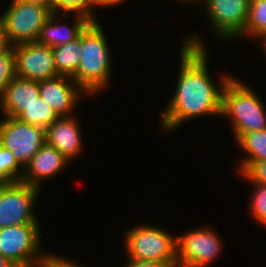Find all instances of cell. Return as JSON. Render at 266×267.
Masks as SVG:
<instances>
[{
	"mask_svg": "<svg viewBox=\"0 0 266 267\" xmlns=\"http://www.w3.org/2000/svg\"><path fill=\"white\" fill-rule=\"evenodd\" d=\"M182 42L175 93L160 117L162 128L168 131L200 115L221 116L223 87L231 78L222 76L221 89L214 86L208 73L207 49L203 41L192 36Z\"/></svg>",
	"mask_w": 266,
	"mask_h": 267,
	"instance_id": "1",
	"label": "cell"
},
{
	"mask_svg": "<svg viewBox=\"0 0 266 267\" xmlns=\"http://www.w3.org/2000/svg\"><path fill=\"white\" fill-rule=\"evenodd\" d=\"M260 43L262 44V49L266 53V36L262 40H260Z\"/></svg>",
	"mask_w": 266,
	"mask_h": 267,
	"instance_id": "31",
	"label": "cell"
},
{
	"mask_svg": "<svg viewBox=\"0 0 266 267\" xmlns=\"http://www.w3.org/2000/svg\"><path fill=\"white\" fill-rule=\"evenodd\" d=\"M59 118L55 110L41 97H38L33 103L27 106L17 117V119L23 122L40 126L45 130Z\"/></svg>",
	"mask_w": 266,
	"mask_h": 267,
	"instance_id": "19",
	"label": "cell"
},
{
	"mask_svg": "<svg viewBox=\"0 0 266 267\" xmlns=\"http://www.w3.org/2000/svg\"><path fill=\"white\" fill-rule=\"evenodd\" d=\"M39 190L21 181L6 183L0 190V229L39 224L33 210Z\"/></svg>",
	"mask_w": 266,
	"mask_h": 267,
	"instance_id": "8",
	"label": "cell"
},
{
	"mask_svg": "<svg viewBox=\"0 0 266 267\" xmlns=\"http://www.w3.org/2000/svg\"><path fill=\"white\" fill-rule=\"evenodd\" d=\"M7 182L4 180H0V190L3 188V186L6 184Z\"/></svg>",
	"mask_w": 266,
	"mask_h": 267,
	"instance_id": "34",
	"label": "cell"
},
{
	"mask_svg": "<svg viewBox=\"0 0 266 267\" xmlns=\"http://www.w3.org/2000/svg\"><path fill=\"white\" fill-rule=\"evenodd\" d=\"M16 77V58L13 46L6 45L0 51V98L8 84Z\"/></svg>",
	"mask_w": 266,
	"mask_h": 267,
	"instance_id": "21",
	"label": "cell"
},
{
	"mask_svg": "<svg viewBox=\"0 0 266 267\" xmlns=\"http://www.w3.org/2000/svg\"><path fill=\"white\" fill-rule=\"evenodd\" d=\"M209 227L187 231L176 237L177 262L181 267H207L218 256L222 242Z\"/></svg>",
	"mask_w": 266,
	"mask_h": 267,
	"instance_id": "9",
	"label": "cell"
},
{
	"mask_svg": "<svg viewBox=\"0 0 266 267\" xmlns=\"http://www.w3.org/2000/svg\"><path fill=\"white\" fill-rule=\"evenodd\" d=\"M253 91L233 77L223 87L221 116L232 122L236 140L245 133L266 129L264 104Z\"/></svg>",
	"mask_w": 266,
	"mask_h": 267,
	"instance_id": "3",
	"label": "cell"
},
{
	"mask_svg": "<svg viewBox=\"0 0 266 267\" xmlns=\"http://www.w3.org/2000/svg\"><path fill=\"white\" fill-rule=\"evenodd\" d=\"M39 267H82L65 257L48 254Z\"/></svg>",
	"mask_w": 266,
	"mask_h": 267,
	"instance_id": "26",
	"label": "cell"
},
{
	"mask_svg": "<svg viewBox=\"0 0 266 267\" xmlns=\"http://www.w3.org/2000/svg\"><path fill=\"white\" fill-rule=\"evenodd\" d=\"M236 142L248 155L240 161L239 173H242L254 161L266 160V129L245 133Z\"/></svg>",
	"mask_w": 266,
	"mask_h": 267,
	"instance_id": "18",
	"label": "cell"
},
{
	"mask_svg": "<svg viewBox=\"0 0 266 267\" xmlns=\"http://www.w3.org/2000/svg\"><path fill=\"white\" fill-rule=\"evenodd\" d=\"M0 267H17L12 261L0 253Z\"/></svg>",
	"mask_w": 266,
	"mask_h": 267,
	"instance_id": "30",
	"label": "cell"
},
{
	"mask_svg": "<svg viewBox=\"0 0 266 267\" xmlns=\"http://www.w3.org/2000/svg\"><path fill=\"white\" fill-rule=\"evenodd\" d=\"M52 7L53 11L58 12V10H62L64 13H74L81 14L86 16L91 21H98L94 13L92 12V9L90 7V1L89 0H52Z\"/></svg>",
	"mask_w": 266,
	"mask_h": 267,
	"instance_id": "23",
	"label": "cell"
},
{
	"mask_svg": "<svg viewBox=\"0 0 266 267\" xmlns=\"http://www.w3.org/2000/svg\"><path fill=\"white\" fill-rule=\"evenodd\" d=\"M28 4H35L43 7H52V0H20Z\"/></svg>",
	"mask_w": 266,
	"mask_h": 267,
	"instance_id": "29",
	"label": "cell"
},
{
	"mask_svg": "<svg viewBox=\"0 0 266 267\" xmlns=\"http://www.w3.org/2000/svg\"><path fill=\"white\" fill-rule=\"evenodd\" d=\"M253 36L259 41L266 36V0H250L249 14L244 32L241 34Z\"/></svg>",
	"mask_w": 266,
	"mask_h": 267,
	"instance_id": "20",
	"label": "cell"
},
{
	"mask_svg": "<svg viewBox=\"0 0 266 267\" xmlns=\"http://www.w3.org/2000/svg\"><path fill=\"white\" fill-rule=\"evenodd\" d=\"M128 260L124 267H175L171 262Z\"/></svg>",
	"mask_w": 266,
	"mask_h": 267,
	"instance_id": "27",
	"label": "cell"
},
{
	"mask_svg": "<svg viewBox=\"0 0 266 267\" xmlns=\"http://www.w3.org/2000/svg\"><path fill=\"white\" fill-rule=\"evenodd\" d=\"M79 91V93H78ZM84 91L68 76L39 82L40 97L47 102L59 117L73 116L72 113Z\"/></svg>",
	"mask_w": 266,
	"mask_h": 267,
	"instance_id": "12",
	"label": "cell"
},
{
	"mask_svg": "<svg viewBox=\"0 0 266 267\" xmlns=\"http://www.w3.org/2000/svg\"><path fill=\"white\" fill-rule=\"evenodd\" d=\"M178 1H179V0H178ZM180 1H181V2H182V1L184 2V1H185V2H189V3H190V2H194V3H196L197 1L200 2V1H202V0H180ZM203 1H204V0H203Z\"/></svg>",
	"mask_w": 266,
	"mask_h": 267,
	"instance_id": "33",
	"label": "cell"
},
{
	"mask_svg": "<svg viewBox=\"0 0 266 267\" xmlns=\"http://www.w3.org/2000/svg\"><path fill=\"white\" fill-rule=\"evenodd\" d=\"M69 163V159L56 148L45 142L24 168V173L20 181L40 189V183L43 180L52 176L55 177Z\"/></svg>",
	"mask_w": 266,
	"mask_h": 267,
	"instance_id": "13",
	"label": "cell"
},
{
	"mask_svg": "<svg viewBox=\"0 0 266 267\" xmlns=\"http://www.w3.org/2000/svg\"><path fill=\"white\" fill-rule=\"evenodd\" d=\"M71 28L67 25H58L57 12H53L41 28L37 43L55 48L75 39L85 26L91 21L86 16L76 14ZM64 29V31H61ZM62 32L64 34H62Z\"/></svg>",
	"mask_w": 266,
	"mask_h": 267,
	"instance_id": "16",
	"label": "cell"
},
{
	"mask_svg": "<svg viewBox=\"0 0 266 267\" xmlns=\"http://www.w3.org/2000/svg\"><path fill=\"white\" fill-rule=\"evenodd\" d=\"M53 12V7L12 0L10 7L0 16V36L10 46L36 42L41 28Z\"/></svg>",
	"mask_w": 266,
	"mask_h": 267,
	"instance_id": "4",
	"label": "cell"
},
{
	"mask_svg": "<svg viewBox=\"0 0 266 267\" xmlns=\"http://www.w3.org/2000/svg\"><path fill=\"white\" fill-rule=\"evenodd\" d=\"M77 118L60 117L45 130L46 142L70 161L82 150V137Z\"/></svg>",
	"mask_w": 266,
	"mask_h": 267,
	"instance_id": "14",
	"label": "cell"
},
{
	"mask_svg": "<svg viewBox=\"0 0 266 267\" xmlns=\"http://www.w3.org/2000/svg\"><path fill=\"white\" fill-rule=\"evenodd\" d=\"M240 174L249 182L266 185V160L252 162Z\"/></svg>",
	"mask_w": 266,
	"mask_h": 267,
	"instance_id": "25",
	"label": "cell"
},
{
	"mask_svg": "<svg viewBox=\"0 0 266 267\" xmlns=\"http://www.w3.org/2000/svg\"><path fill=\"white\" fill-rule=\"evenodd\" d=\"M81 52V32L73 40L53 48L54 61L60 76L72 77L78 68Z\"/></svg>",
	"mask_w": 266,
	"mask_h": 267,
	"instance_id": "17",
	"label": "cell"
},
{
	"mask_svg": "<svg viewBox=\"0 0 266 267\" xmlns=\"http://www.w3.org/2000/svg\"><path fill=\"white\" fill-rule=\"evenodd\" d=\"M6 46V43L2 40L0 36V51Z\"/></svg>",
	"mask_w": 266,
	"mask_h": 267,
	"instance_id": "32",
	"label": "cell"
},
{
	"mask_svg": "<svg viewBox=\"0 0 266 267\" xmlns=\"http://www.w3.org/2000/svg\"><path fill=\"white\" fill-rule=\"evenodd\" d=\"M99 21H90L81 31L80 62L71 77L86 94H97L108 85L111 74L109 47Z\"/></svg>",
	"mask_w": 266,
	"mask_h": 267,
	"instance_id": "2",
	"label": "cell"
},
{
	"mask_svg": "<svg viewBox=\"0 0 266 267\" xmlns=\"http://www.w3.org/2000/svg\"><path fill=\"white\" fill-rule=\"evenodd\" d=\"M24 173L9 149L0 145V180L7 183L20 181Z\"/></svg>",
	"mask_w": 266,
	"mask_h": 267,
	"instance_id": "22",
	"label": "cell"
},
{
	"mask_svg": "<svg viewBox=\"0 0 266 267\" xmlns=\"http://www.w3.org/2000/svg\"><path fill=\"white\" fill-rule=\"evenodd\" d=\"M38 97H40L39 82L16 76L0 98V108L4 116L17 118Z\"/></svg>",
	"mask_w": 266,
	"mask_h": 267,
	"instance_id": "15",
	"label": "cell"
},
{
	"mask_svg": "<svg viewBox=\"0 0 266 267\" xmlns=\"http://www.w3.org/2000/svg\"><path fill=\"white\" fill-rule=\"evenodd\" d=\"M250 0H204L213 32L227 39L241 36L249 14Z\"/></svg>",
	"mask_w": 266,
	"mask_h": 267,
	"instance_id": "11",
	"label": "cell"
},
{
	"mask_svg": "<svg viewBox=\"0 0 266 267\" xmlns=\"http://www.w3.org/2000/svg\"><path fill=\"white\" fill-rule=\"evenodd\" d=\"M46 142L45 129L5 116L0 121V145L9 149L23 169Z\"/></svg>",
	"mask_w": 266,
	"mask_h": 267,
	"instance_id": "7",
	"label": "cell"
},
{
	"mask_svg": "<svg viewBox=\"0 0 266 267\" xmlns=\"http://www.w3.org/2000/svg\"><path fill=\"white\" fill-rule=\"evenodd\" d=\"M90 1V7H105V6H114L121 4L124 0H89Z\"/></svg>",
	"mask_w": 266,
	"mask_h": 267,
	"instance_id": "28",
	"label": "cell"
},
{
	"mask_svg": "<svg viewBox=\"0 0 266 267\" xmlns=\"http://www.w3.org/2000/svg\"><path fill=\"white\" fill-rule=\"evenodd\" d=\"M16 58V76L35 82L60 76L57 72L53 48L37 42L13 46Z\"/></svg>",
	"mask_w": 266,
	"mask_h": 267,
	"instance_id": "10",
	"label": "cell"
},
{
	"mask_svg": "<svg viewBox=\"0 0 266 267\" xmlns=\"http://www.w3.org/2000/svg\"><path fill=\"white\" fill-rule=\"evenodd\" d=\"M255 191L250 203V212L256 221L266 226V185L253 183Z\"/></svg>",
	"mask_w": 266,
	"mask_h": 267,
	"instance_id": "24",
	"label": "cell"
},
{
	"mask_svg": "<svg viewBox=\"0 0 266 267\" xmlns=\"http://www.w3.org/2000/svg\"><path fill=\"white\" fill-rule=\"evenodd\" d=\"M39 224L12 225L0 229V253L17 267H39L48 254H40Z\"/></svg>",
	"mask_w": 266,
	"mask_h": 267,
	"instance_id": "6",
	"label": "cell"
},
{
	"mask_svg": "<svg viewBox=\"0 0 266 267\" xmlns=\"http://www.w3.org/2000/svg\"><path fill=\"white\" fill-rule=\"evenodd\" d=\"M128 258L140 261L177 262L176 237L151 225H138L125 232Z\"/></svg>",
	"mask_w": 266,
	"mask_h": 267,
	"instance_id": "5",
	"label": "cell"
}]
</instances>
